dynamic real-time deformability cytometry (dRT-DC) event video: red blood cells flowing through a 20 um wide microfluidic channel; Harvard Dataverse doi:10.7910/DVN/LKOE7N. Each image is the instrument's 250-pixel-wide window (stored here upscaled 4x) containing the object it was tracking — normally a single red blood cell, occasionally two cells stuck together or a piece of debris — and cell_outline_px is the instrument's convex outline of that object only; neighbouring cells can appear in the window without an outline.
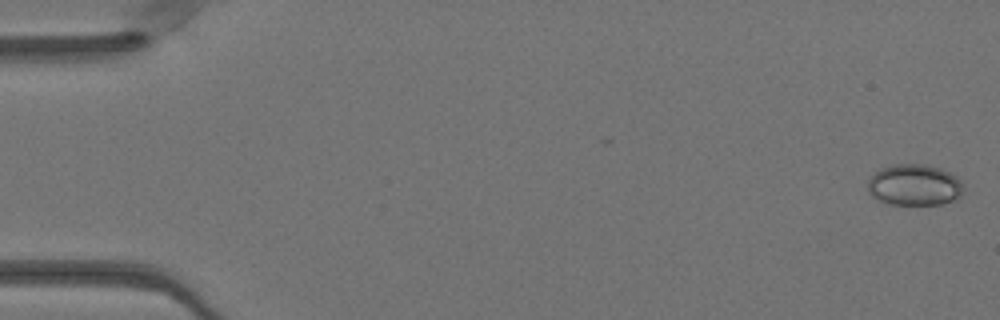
{"species": "Egyptian fruit bat (a non-hibernating species)", "species_latin": "Rousettus aegyptiacus", "temperature_condition": "warm", "stored_images_in_passage": 51, "camera_frame_rate_fps": 3000, "um_per_image_px": 0.085, "animal": {"sex": "female"}, "frame": {"image": 1, "passage_image": 1, "time_ms": 0.0, "image_size_px": [1000, 320], "cell_outline_px": [[964, 188], [960, 196], [952, 200], [940, 204], [888, 204], [872, 196], [868, 192], [868, 180], [880, 168], [892, 164], [924, 164], [940, 168], [956, 176], [960, 180]], "centroid_in_image_um": [77.71, 15.71], "position_along_channel_um": 7.3, "area_um2": 22.95}}
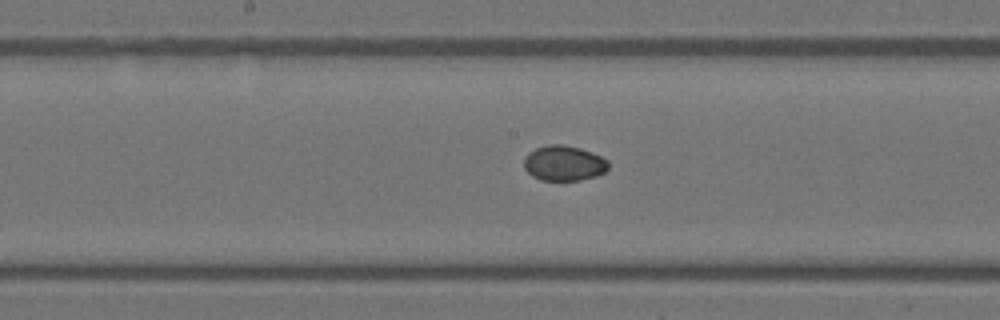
{"frame": {"image": 2, "passage_image": 26, "time_ms": 8.333, "image_size_px": [1000, 320], "cell_outline_px": [[608, 168], [604, 172], [596, 176], [580, 180], [540, 180], [532, 176], [524, 168], [524, 160], [528, 152], [536, 148], [548, 144], [560, 144], [580, 148], [592, 152], [608, 160]], "centroid_in_image_um": [47.92, 13.87], "position_along_channel_um": 200.3, "area_um2": 17.34}}
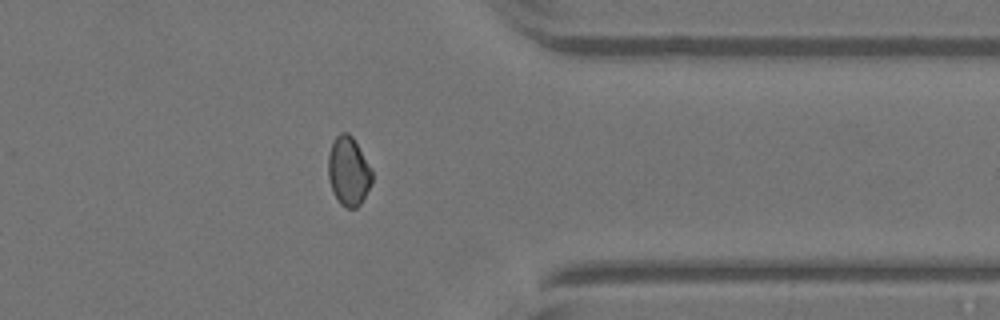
{"frame": {"image": 3, "passage_image": 40, "time_ms": 13.0, "image_size_px": [1000, 320], "cell_outline_px": [[372, 180], [360, 204], [356, 208], [348, 208], [340, 204], [332, 192], [328, 176], [328, 156], [332, 144], [336, 136], [340, 132], [348, 132], [352, 136], [372, 168]], "centroid_in_image_um": [29.61, 14.54], "position_along_channel_um": 381.8, "area_um2": 17.57}, "authors_computed_cell_mechanics": {"area_um2": 17.918, "velocity_mm_per_s": 4.0922, "shape_relaxation_time_tau1_ms": 6.4939, "shape_relaxation_time_tau2_ms": 1.34, "deformation_change_tau1": 0.0996, "deformation_change_tau2": 0.0234}}